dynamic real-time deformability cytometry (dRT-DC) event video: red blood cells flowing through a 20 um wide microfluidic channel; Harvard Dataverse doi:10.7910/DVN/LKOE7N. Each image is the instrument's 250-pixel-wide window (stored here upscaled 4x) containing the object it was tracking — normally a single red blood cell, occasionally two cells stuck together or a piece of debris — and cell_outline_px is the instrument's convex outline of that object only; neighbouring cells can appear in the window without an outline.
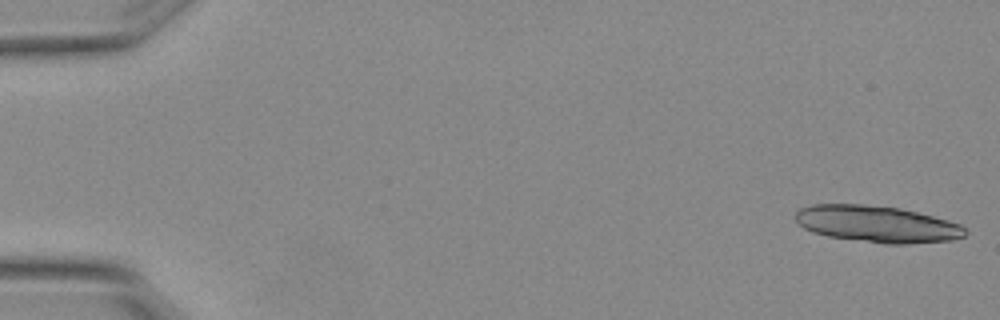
{"species": "Egyptian fruit bat (a non-hibernating species)", "species_latin": "Rousettus aegyptiacus", "temperature_condition": "warm", "stored_images_in_passage": 6, "camera_frame_rate_fps": 3000, "um_per_image_px": 0.085, "animal": {"sex": "female"}, "frame": {"image": 1, "passage_image": 1, "time_ms": 0.0, "image_size_px": [1000, 320], "cell_outline_px": [[968, 232], [964, 236], [952, 240], [908, 244], [884, 244], [828, 236], [812, 232], [804, 228], [796, 220], [796, 212], [800, 208], [812, 204], [864, 204], [900, 208], [948, 220], [960, 224]], "centroid_in_image_um": [74.55, 19.04], "position_along_channel_um": 10.4, "area_um2": 36.24}}
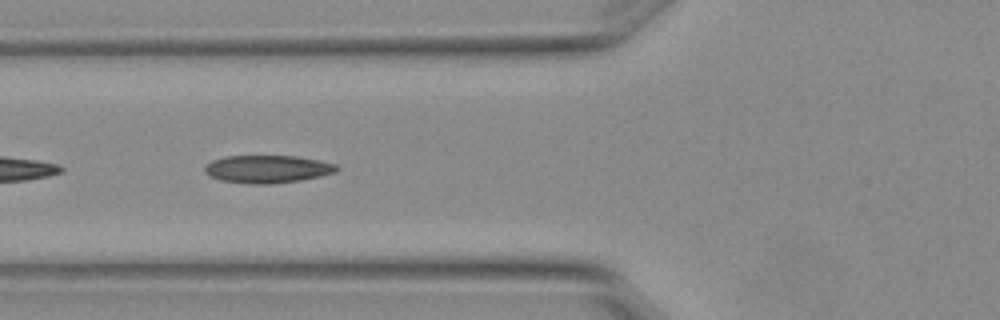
{"frame": {"image": 2, "passage_image": 5, "time_ms": 1.333, "image_size_px": [1000, 320], "cell_outline_px": [[340, 168], [336, 172], [320, 176], [300, 180], [272, 184], [252, 184], [220, 180], [212, 176], [204, 168], [212, 160], [228, 156], [296, 156], [320, 160], [336, 164]], "centroid_in_image_um": [22.8, 14.37], "position_along_channel_um": 103.0, "area_um2": 21.15}}
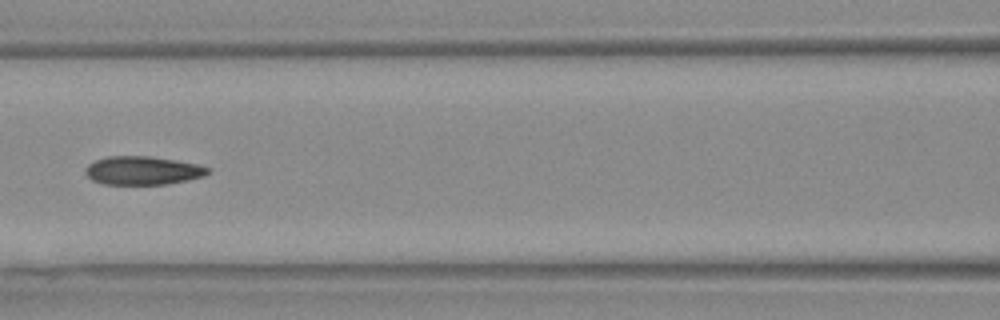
{"frame": {"image": 3, "passage_image": 6, "time_ms": 1.667, "image_size_px": [1000, 320], "cell_outline_px": [[212, 168], [204, 176], [188, 180], [168, 184], [104, 184], [92, 180], [84, 172], [84, 168], [88, 164], [96, 160], [108, 156], [148, 156], [176, 160], [196, 164]], "centroid_in_image_um": [12.12, 14.49], "position_along_channel_um": 154.5, "area_um2": 20.35}}